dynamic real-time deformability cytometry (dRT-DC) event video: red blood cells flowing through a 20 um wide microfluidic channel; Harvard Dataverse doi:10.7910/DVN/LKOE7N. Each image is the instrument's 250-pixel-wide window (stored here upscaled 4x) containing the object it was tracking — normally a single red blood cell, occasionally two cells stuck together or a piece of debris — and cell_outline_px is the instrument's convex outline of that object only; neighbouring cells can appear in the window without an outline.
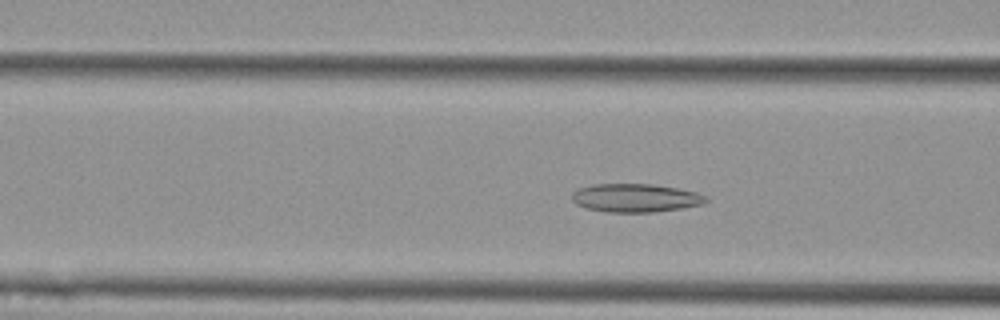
{"species": "Egyptian fruit bat (a non-hibernating species)", "species_latin": "Rousettus aegyptiacus", "temperature_condition": "cold", "stored_images_in_passage": 46, "camera_frame_rate_fps": 3000, "um_per_image_px": 0.085, "animal": {"sex": "female"}, "frame": {"image": 1, "passage_image": 12, "time_ms": 3.667, "image_size_px": [1000, 320], "cell_outline_px": [[708, 200], [700, 204], [684, 208], [656, 212], [604, 212], [588, 208], [576, 204], [572, 200], [572, 192], [580, 188], [592, 184], [652, 184], [676, 188], [696, 192], [708, 196]], "centroid_in_image_um": [54.02, 16.82], "position_along_channel_um": 112.6, "area_um2": 22.2}}
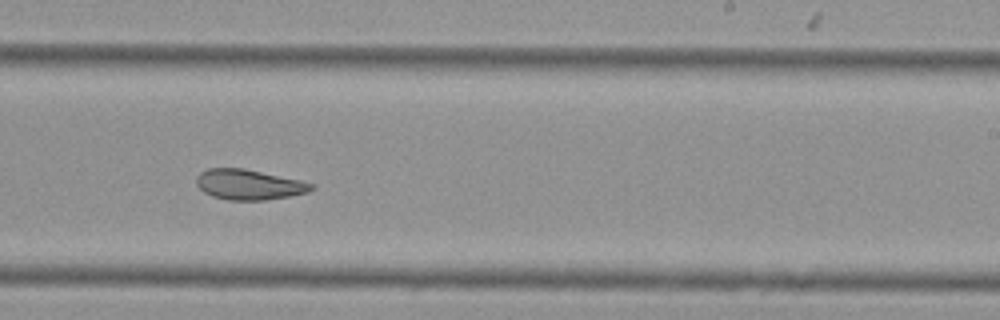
{"frame": {"image": 2, "passage_image": 25, "time_ms": 8.0, "image_size_px": [1000, 320], "cell_outline_px": [[316, 188], [308, 192], [288, 196], [264, 200], [228, 200], [212, 196], [204, 192], [196, 184], [196, 176], [200, 172], [208, 168], [244, 168], [300, 180], [316, 184]], "centroid_in_image_um": [21.16, 15.68], "position_along_channel_um": 267.8, "area_um2": 20.35}}
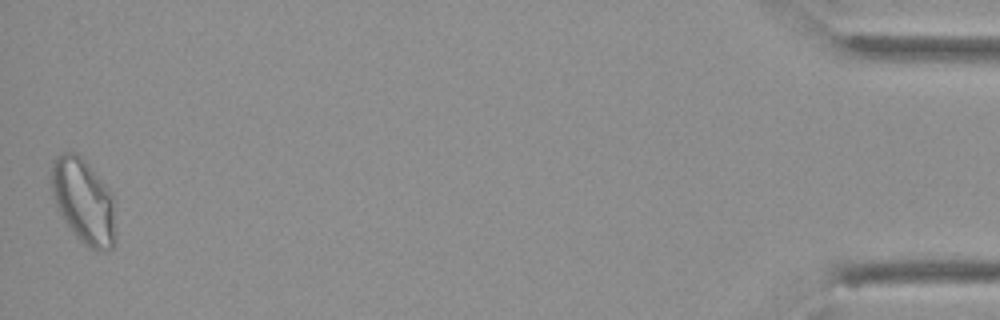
{"frame": {"image": 3, "passage_image": 46, "time_ms": 15.0, "image_size_px": [1000, 320], "cell_outline_px": [[116, 244], [112, 248], [100, 252], [84, 244], [76, 236], [64, 220], [56, 208], [52, 196], [52, 160], [56, 156], [64, 152], [76, 152], [88, 164], [112, 192], [116, 240]], "centroid_in_image_um": [7.11, 17.11], "position_along_channel_um": 428.1, "area_um2": 31.85}, "authors_computed_cell_mechanics": {"area_um2": 22.4842, "velocity_mm_per_s": 3.5957, "shape_relaxation_time_tau1_ms": null, "shape_relaxation_time_tau2_ms": 2.8988, "deformation_change_tau1": null, "deformation_change_tau2": 0.0845}}